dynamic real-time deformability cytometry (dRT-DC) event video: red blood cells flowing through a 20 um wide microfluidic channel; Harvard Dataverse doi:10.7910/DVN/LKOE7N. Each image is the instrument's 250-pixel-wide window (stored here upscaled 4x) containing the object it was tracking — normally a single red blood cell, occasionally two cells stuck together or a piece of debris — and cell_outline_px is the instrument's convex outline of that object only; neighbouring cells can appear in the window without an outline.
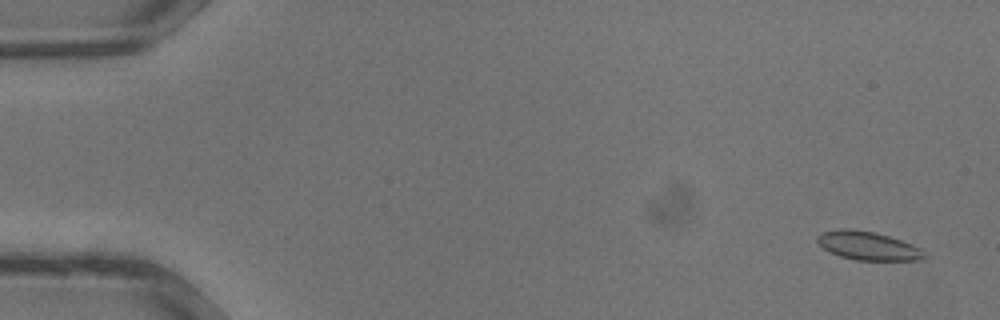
{"species": "common noctule bat (a hibernating species)", "species_latin": "Nyctalus noctula", "temperature_condition": "warm", "stored_images_in_passage": 35, "camera_frame_rate_fps": 3000, "um_per_image_px": 0.085, "animal": {"sex": "male", "body_mass_g": 13.3}, "frame": {"image": 1, "passage_image": 2, "time_ms": 0.333, "image_size_px": [1000, 320], "cell_outline_px": [[924, 260], [856, 260], [840, 256], [824, 248], [816, 240], [816, 236], [824, 232], [840, 228], [848, 228], [876, 232], [912, 244], [920, 248], [924, 252]], "centroid_in_image_um": [73.78, 20.88], "position_along_channel_um": 11.2, "area_um2": 17.63}}
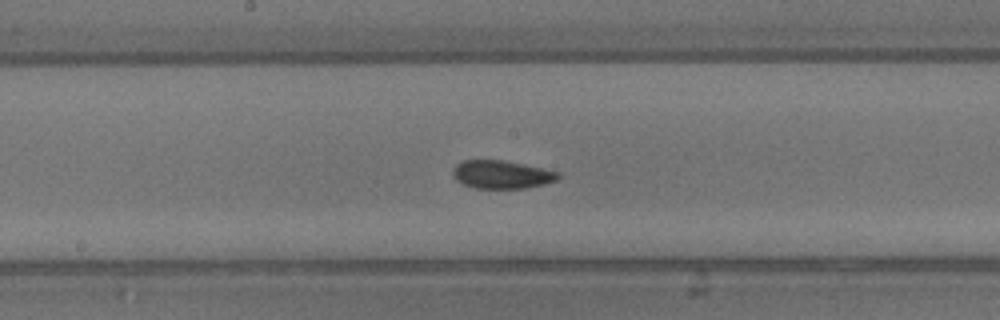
{"frame": {"image": 2, "passage_image": 19, "time_ms": 6.0, "image_size_px": [1000, 320], "cell_outline_px": [[560, 176], [556, 180], [544, 184], [524, 188], [476, 188], [464, 184], [456, 180], [452, 172], [452, 168], [460, 160], [500, 160], [560, 172]], "centroid_in_image_um": [42.6, 14.83], "position_along_channel_um": 205.6, "area_um2": 17.05}}
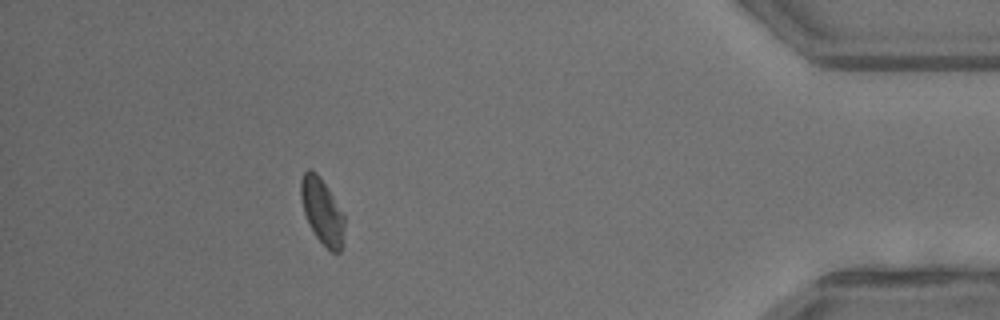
{"frame": {"image": 3, "passage_image": 32, "time_ms": 10.333, "image_size_px": [1000, 320], "cell_outline_px": [[344, 228], [340, 252], [332, 252], [316, 236], [304, 212], [300, 196], [300, 180], [304, 172], [308, 168], [316, 172], [320, 176], [344, 212]], "centroid_in_image_um": [27.38, 17.89], "position_along_channel_um": 407.8, "area_um2": 16.53}}